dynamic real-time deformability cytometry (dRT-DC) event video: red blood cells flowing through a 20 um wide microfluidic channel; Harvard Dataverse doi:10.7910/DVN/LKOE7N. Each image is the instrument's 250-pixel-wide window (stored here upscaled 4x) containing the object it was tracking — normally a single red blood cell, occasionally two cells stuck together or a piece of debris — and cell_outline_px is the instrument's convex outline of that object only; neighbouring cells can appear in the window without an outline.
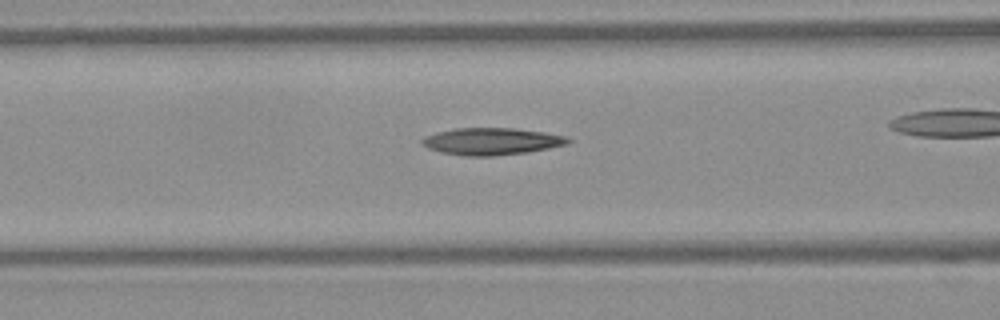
{"species": "Egyptian fruit bat (a non-hibernating species)", "species_latin": "Rousettus aegyptiacus", "temperature_condition": "warm", "stored_images_in_passage": 30, "camera_frame_rate_fps": 3000, "um_per_image_px": 0.085, "frame": {"image": 1, "passage_image": 10, "time_ms": 3.0, "image_size_px": [1000, 320], "cell_outline_px": [[572, 140], [568, 144], [528, 152], [492, 156], [464, 156], [440, 152], [428, 148], [420, 144], [420, 140], [424, 136], [436, 132], [456, 128], [516, 128], [544, 132], [568, 136]], "centroid_in_image_um": [41.77, 12.01], "position_along_channel_um": 124.8, "area_um2": 23.24}}
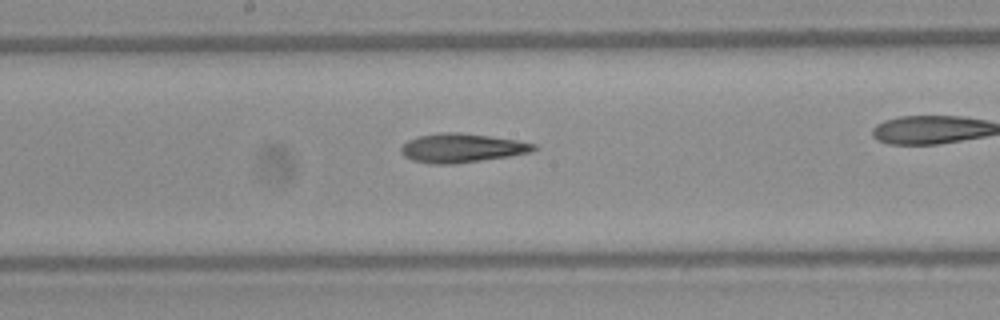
{"frame": {"image": 2, "passage_image": 16, "time_ms": 5.0, "image_size_px": [1000, 320], "cell_outline_px": [[536, 148], [532, 152], [508, 156], [452, 164], [428, 164], [412, 160], [404, 156], [400, 152], [400, 148], [408, 140], [416, 136], [440, 132], [456, 132], [488, 136], [516, 140], [536, 144]], "centroid_in_image_um": [39.19, 12.58], "position_along_channel_um": 209.0, "area_um2": 22.31}}
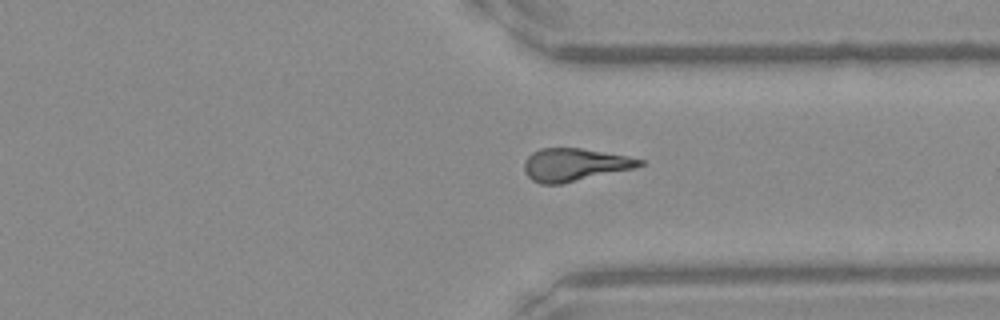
{"frame": {"image": 3, "passage_image": 27, "time_ms": 8.667, "image_size_px": [1000, 320], "cell_outline_px": [[644, 164], [636, 168], [560, 184], [540, 184], [532, 180], [524, 172], [524, 164], [528, 156], [532, 152], [540, 148], [580, 148], [628, 156], [644, 160]], "centroid_in_image_um": [48.84, 14.0], "position_along_channel_um": 362.6, "area_um2": 22.02}}